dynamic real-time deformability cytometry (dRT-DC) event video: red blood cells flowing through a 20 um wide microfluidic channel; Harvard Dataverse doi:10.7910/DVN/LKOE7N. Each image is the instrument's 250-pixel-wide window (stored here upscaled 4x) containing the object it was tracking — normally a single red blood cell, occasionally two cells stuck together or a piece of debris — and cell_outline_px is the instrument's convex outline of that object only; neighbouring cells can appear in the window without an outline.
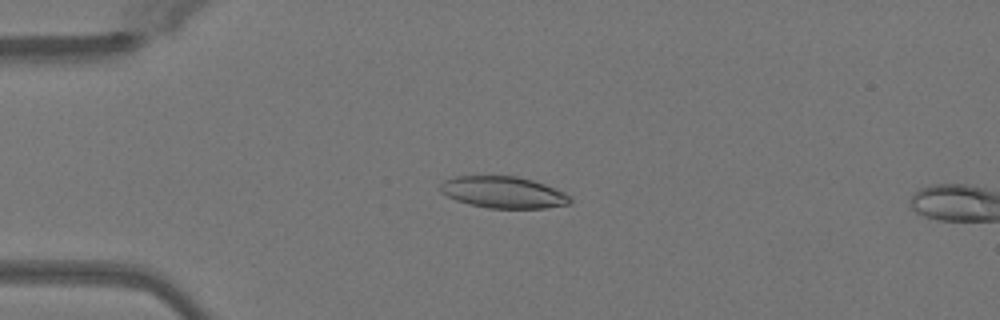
{"species": "Egyptian fruit bat (a non-hibernating species)", "species_latin": "Rousettus aegyptiacus", "temperature_condition": "warm", "stored_images_in_passage": 15, "camera_frame_rate_fps": 3000, "um_per_image_px": 0.085, "animal": {"sex": "female"}, "frame": {"image": 1, "passage_image": 13, "time_ms": 4.0, "image_size_px": [1000, 320], "cell_outline_px": [[572, 200], [568, 204], [544, 208], [488, 208], [468, 204], [456, 200], [440, 192], [440, 184], [444, 180], [456, 176], [516, 176], [532, 180], [544, 184], [564, 192]], "centroid_in_image_um": [42.75, 16.34], "position_along_channel_um": 42.3, "area_um2": 23.81}}